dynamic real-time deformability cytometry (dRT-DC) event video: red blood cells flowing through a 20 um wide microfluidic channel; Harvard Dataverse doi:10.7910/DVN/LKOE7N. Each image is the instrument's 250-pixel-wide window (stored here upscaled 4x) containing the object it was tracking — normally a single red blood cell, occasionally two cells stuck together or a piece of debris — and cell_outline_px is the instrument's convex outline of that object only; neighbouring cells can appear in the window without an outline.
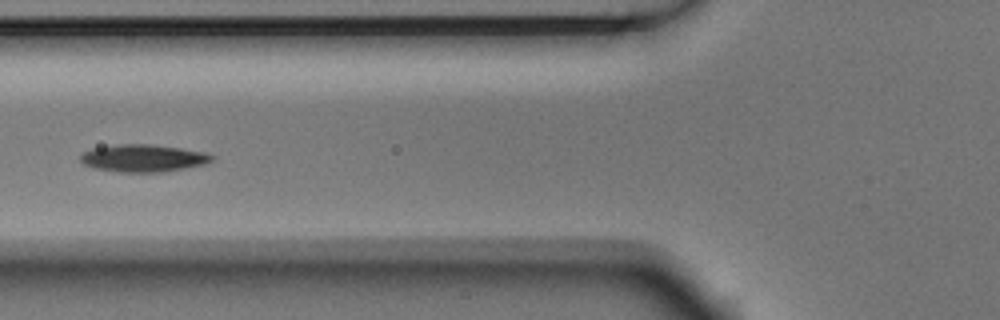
{"species": "Egyptian fruit bat (a non-hibernating species)", "species_latin": "Rousettus aegyptiacus", "temperature_condition": "room temperature", "stored_images_in_passage": 3, "camera_frame_rate_fps": 3000, "um_per_image_px": 0.085, "animal": {"sex": "male"}, "frame": {"image": 1, "passage_image": 2, "time_ms": 0.333, "image_size_px": [1000, 320], "cell_outline_px": [[216, 156], [212, 160], [204, 164], [164, 172], [120, 172], [96, 168], [84, 164], [80, 160], [80, 156], [84, 152], [92, 148], [120, 144], [148, 144], [180, 148], [204, 152]], "centroid_in_image_um": [12.18, 13.44], "position_along_channel_um": 113.6, "area_um2": 20.81}}
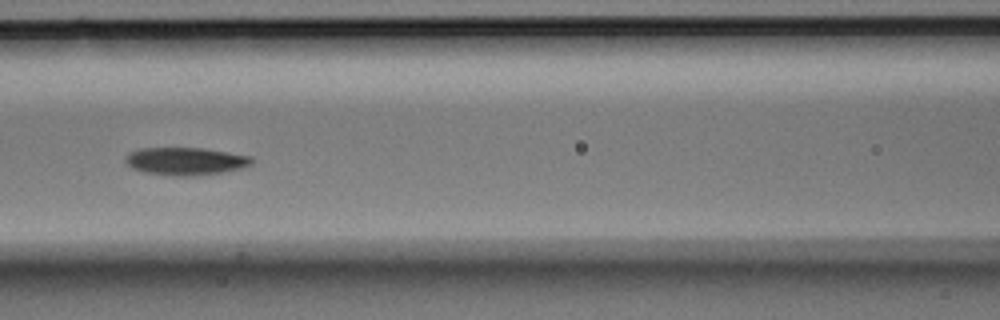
{"frame": {"image": 2, "passage_image": 3, "time_ms": 0.667, "image_size_px": [1000, 320], "cell_outline_px": [[252, 164], [240, 168], [200, 176], [176, 176], [144, 172], [132, 168], [124, 160], [124, 156], [128, 152], [140, 148], [204, 148], [252, 156]], "centroid_in_image_um": [15.74, 13.7], "position_along_channel_um": 150.9, "area_um2": 20.46}}